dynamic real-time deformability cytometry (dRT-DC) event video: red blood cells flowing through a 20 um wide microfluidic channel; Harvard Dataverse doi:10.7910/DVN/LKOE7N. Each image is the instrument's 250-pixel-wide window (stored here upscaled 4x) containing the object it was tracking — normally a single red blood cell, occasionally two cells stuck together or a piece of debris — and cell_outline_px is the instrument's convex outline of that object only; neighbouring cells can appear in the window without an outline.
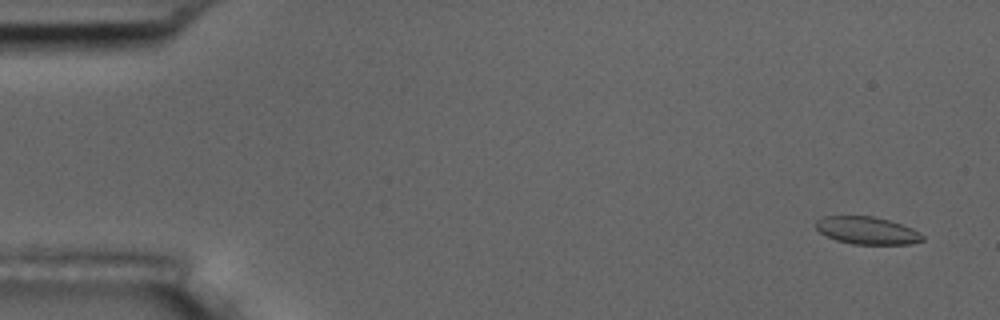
{"species": "common noctule bat (a hibernating species)", "species_latin": "Nyctalus noctula", "temperature_condition": "room temperature", "stored_images_in_passage": 4, "camera_frame_rate_fps": 3000, "um_per_image_px": 0.085, "animal": {"sex": "male", "body_mass_g": 17.5, "forearm_length_mm": 52.3}, "frame": {"image": 1, "passage_image": 1, "time_ms": 0.0, "image_size_px": [1000, 320], "cell_outline_px": [[924, 240], [908, 244], [852, 244], [836, 240], [820, 232], [816, 228], [816, 220], [824, 216], [872, 216], [888, 220], [912, 228], [924, 236]], "centroid_in_image_um": [73.69, 19.59], "position_along_channel_um": 11.3, "area_um2": 16.94}}
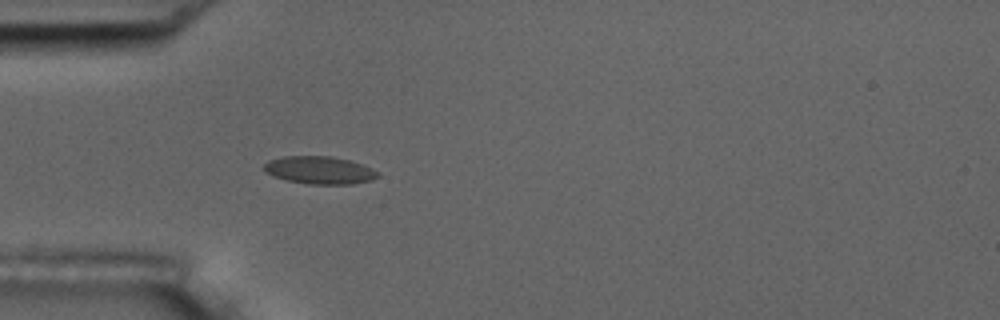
{"frame": {"image": 2, "passage_image": 4, "time_ms": 4.667, "image_size_px": [1000, 320], "cell_outline_px": [[380, 176], [372, 180], [352, 184], [308, 184], [288, 180], [272, 176], [264, 172], [264, 164], [268, 160], [284, 156], [332, 156], [348, 160], [372, 168], [380, 172]], "centroid_in_image_um": [27.16, 14.46], "position_along_channel_um": 57.8, "area_um2": 18.44}}